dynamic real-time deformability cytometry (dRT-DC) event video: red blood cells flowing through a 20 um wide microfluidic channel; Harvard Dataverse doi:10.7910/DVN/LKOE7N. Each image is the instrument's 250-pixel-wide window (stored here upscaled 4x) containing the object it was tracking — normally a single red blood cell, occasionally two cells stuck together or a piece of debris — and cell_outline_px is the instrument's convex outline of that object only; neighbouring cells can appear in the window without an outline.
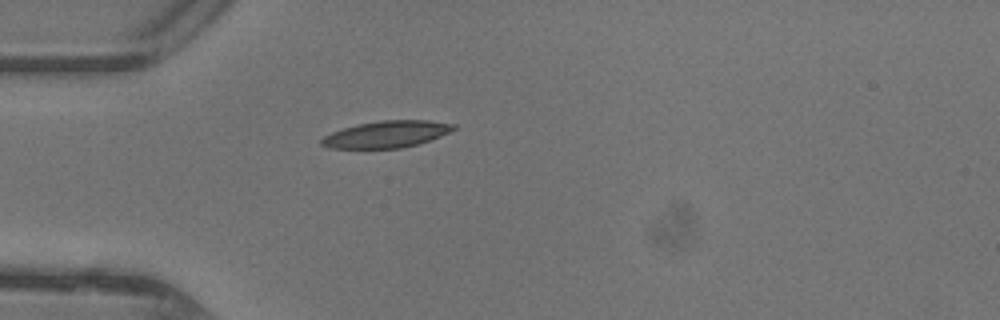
{"species": "common noctule bat (a hibernating species)", "species_latin": "Nyctalus noctula", "temperature_condition": "warm", "stored_images_in_passage": 24, "camera_frame_rate_fps": 3000, "um_per_image_px": 0.085, "animal": {"sex": "female"}, "frame": {"image": 1, "passage_image": 1, "time_ms": 0.0, "image_size_px": [1000, 320], "cell_outline_px": [[456, 128], [440, 136], [416, 144], [400, 148], [328, 148], [320, 144], [320, 140], [324, 136], [332, 132], [344, 128], [360, 124], [384, 120], [428, 120], [456, 124]], "centroid_in_image_um": [32.84, 11.41], "position_along_channel_um": 52.2, "area_um2": 20.29}}
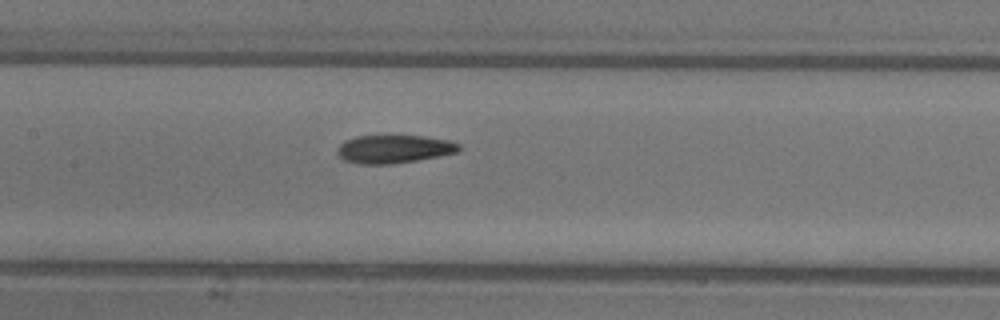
{"frame": {"image": 2, "passage_image": 10, "time_ms": 3.0, "image_size_px": [1000, 320], "cell_outline_px": [[460, 148], [456, 152], [440, 156], [392, 164], [360, 164], [344, 160], [336, 152], [336, 148], [344, 140], [356, 136], [388, 132], [424, 136], [448, 140], [460, 144]], "centroid_in_image_um": [33.44, 12.61], "position_along_channel_um": 174.0, "area_um2": 20.92}}
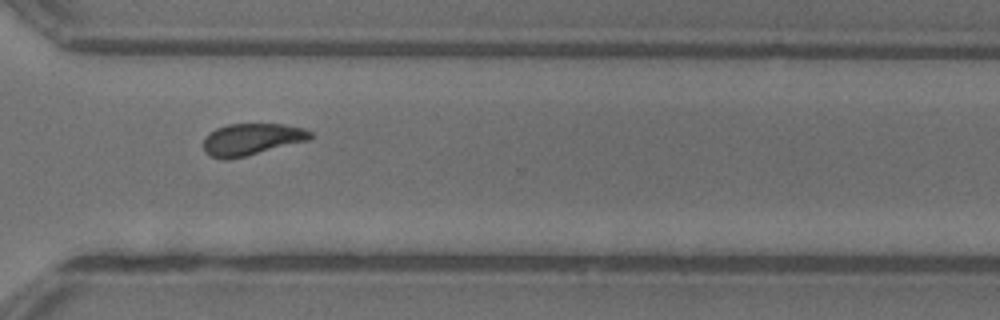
{"frame": {"image": 3, "passage_image": 22, "time_ms": 7.0, "image_size_px": [1000, 320], "cell_outline_px": [[312, 136], [308, 140], [228, 160], [224, 160], [212, 156], [204, 152], [204, 136], [208, 132], [216, 128], [228, 124], [284, 124], [304, 128], [312, 132]], "centroid_in_image_um": [21.35, 11.83], "position_along_channel_um": 349.2, "area_um2": 19.71}, "authors_computed_cell_mechanics": {"area_um2": 20.4901, "velocity_mm_per_s": 4.3967, "shape_relaxation_time_tau1_ms": 3.7022, "shape_relaxation_time_tau2_ms": 2.5251, "deformation_change_tau1": 0.15, "deformation_change_tau2": 0.093}}